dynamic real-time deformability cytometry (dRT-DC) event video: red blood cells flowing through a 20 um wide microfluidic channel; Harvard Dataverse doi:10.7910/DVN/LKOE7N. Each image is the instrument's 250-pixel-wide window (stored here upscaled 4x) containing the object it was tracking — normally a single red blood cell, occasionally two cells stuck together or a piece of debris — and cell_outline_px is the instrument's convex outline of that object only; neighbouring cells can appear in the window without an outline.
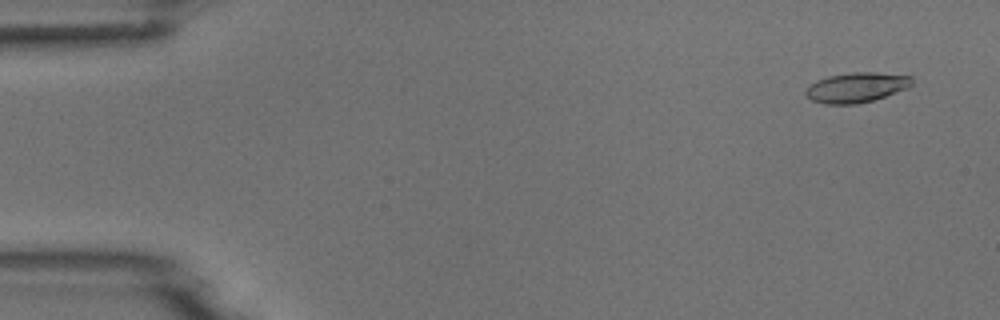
{"species": "common noctule bat (a hibernating species)", "species_latin": "Nyctalus noctula", "temperature_condition": "room temperature", "stored_images_in_passage": 4, "camera_frame_rate_fps": 3000, "um_per_image_px": 0.085, "animal": {"sex": "male", "body_mass_g": 18.8}, "frame": {"image": 1, "passage_image": 1, "time_ms": 0.0, "image_size_px": [1000, 320], "cell_outline_px": [[912, 84], [908, 88], [872, 100], [856, 104], [824, 104], [812, 100], [804, 92], [808, 84], [816, 80], [828, 76], [852, 72], [876, 72], [912, 76]], "centroid_in_image_um": [72.77, 7.42], "position_along_channel_um": 12.2, "area_um2": 18.55}}
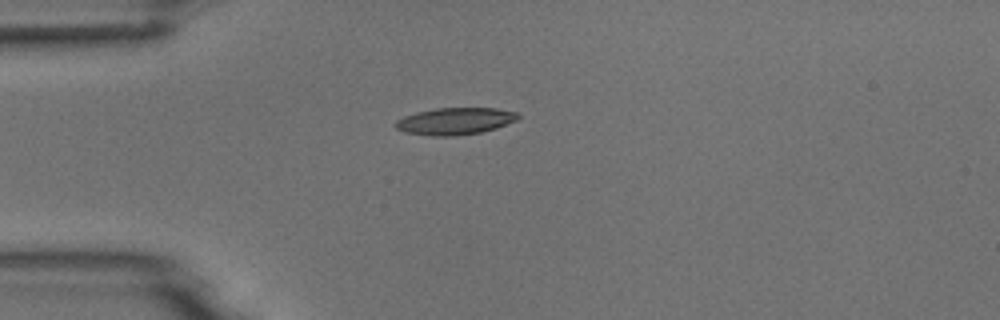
{"frame": {"image": 2, "passage_image": 4, "time_ms": 3.667, "image_size_px": [1000, 320], "cell_outline_px": [[520, 116], [516, 120], [496, 128], [480, 132], [452, 136], [432, 136], [404, 132], [396, 128], [392, 124], [396, 120], [404, 116], [416, 112], [436, 108], [496, 108], [516, 112]], "centroid_in_image_um": [38.63, 10.29], "position_along_channel_um": 46.4, "area_um2": 19.25}}